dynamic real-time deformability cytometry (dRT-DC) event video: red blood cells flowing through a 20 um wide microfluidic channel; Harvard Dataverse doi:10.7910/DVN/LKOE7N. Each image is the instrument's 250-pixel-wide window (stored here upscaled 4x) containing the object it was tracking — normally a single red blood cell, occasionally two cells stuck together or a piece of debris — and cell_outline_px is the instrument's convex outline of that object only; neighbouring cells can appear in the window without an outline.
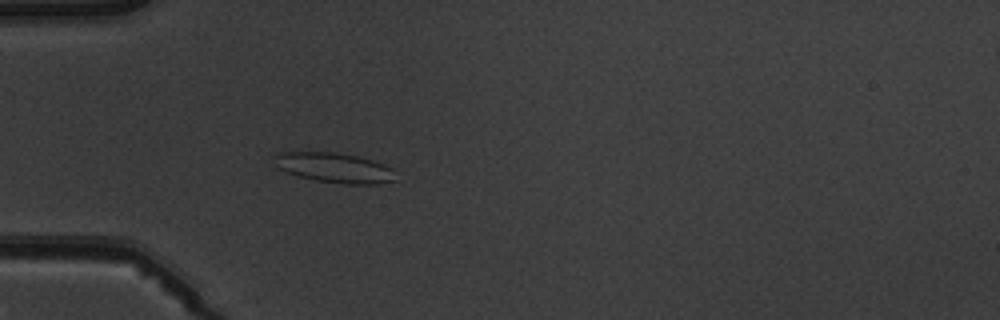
{"species": "common noctule bat (a hibernating species)", "species_latin": "Nyctalus noctula", "temperature_condition": "warm", "stored_images_in_passage": 4, "camera_frame_rate_fps": 3000, "um_per_image_px": 0.085, "animal": {"sex": "male", "body_mass_g": 19.5, "forearm_length_mm": 54.6}, "frame": {"image": 1, "passage_image": 4, "time_ms": 4.333, "image_size_px": [1000, 320], "cell_outline_px": [[396, 180], [380, 184], [344, 184], [316, 180], [300, 176], [276, 168], [272, 156], [272, 152], [336, 152], [356, 156], [372, 160], [384, 164], [392, 168], [396, 172]], "centroid_in_image_um": [28.42, 14.25], "position_along_channel_um": 56.6, "area_um2": 21.44}}